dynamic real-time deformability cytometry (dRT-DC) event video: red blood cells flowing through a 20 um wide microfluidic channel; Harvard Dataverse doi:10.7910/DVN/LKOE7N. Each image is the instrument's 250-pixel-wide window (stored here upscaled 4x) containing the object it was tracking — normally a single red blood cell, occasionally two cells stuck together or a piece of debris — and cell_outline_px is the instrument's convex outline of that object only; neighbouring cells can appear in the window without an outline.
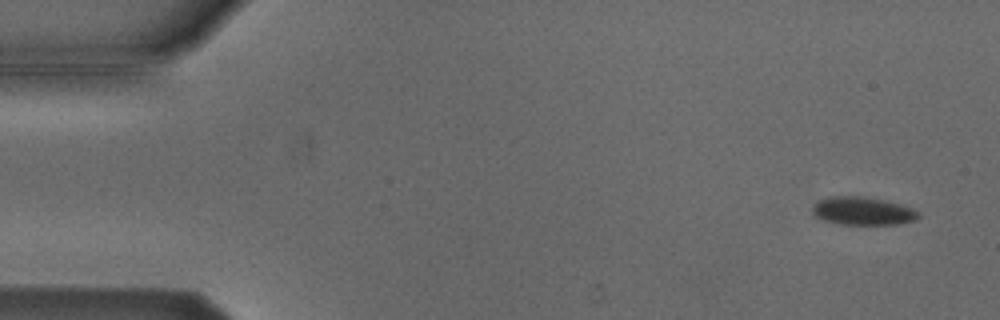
{"species": "Egyptian fruit bat (a non-hibernating species)", "species_latin": "Rousettus aegyptiacus", "temperature_condition": "cold", "stored_images_in_passage": 5, "camera_frame_rate_fps": 3000, "um_per_image_px": 0.085, "animal": {"sex": "male"}, "frame": {"image": 1, "passage_image": 1, "time_ms": 0.0, "image_size_px": [1000, 320], "cell_outline_px": [[920, 216], [916, 220], [900, 224], [840, 224], [824, 220], [816, 216], [812, 212], [812, 208], [820, 200], [832, 196], [864, 196], [884, 200], [900, 204], [912, 208], [920, 212]], "centroid_in_image_um": [73.38, 17.93], "position_along_channel_um": 11.6, "area_um2": 17.28}}
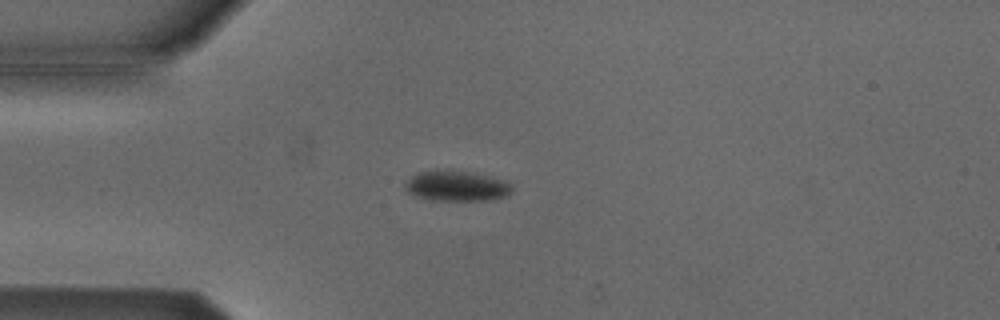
{"frame": {"image": 2, "passage_image": 4, "time_ms": 1.0, "image_size_px": [1000, 320], "cell_outline_px": [[512, 192], [508, 196], [492, 200], [428, 200], [412, 196], [404, 188], [404, 184], [412, 176], [420, 172], [468, 172], [504, 180], [512, 184]], "centroid_in_image_um": [38.83, 15.86], "position_along_channel_um": 46.2, "area_um2": 18.55}}